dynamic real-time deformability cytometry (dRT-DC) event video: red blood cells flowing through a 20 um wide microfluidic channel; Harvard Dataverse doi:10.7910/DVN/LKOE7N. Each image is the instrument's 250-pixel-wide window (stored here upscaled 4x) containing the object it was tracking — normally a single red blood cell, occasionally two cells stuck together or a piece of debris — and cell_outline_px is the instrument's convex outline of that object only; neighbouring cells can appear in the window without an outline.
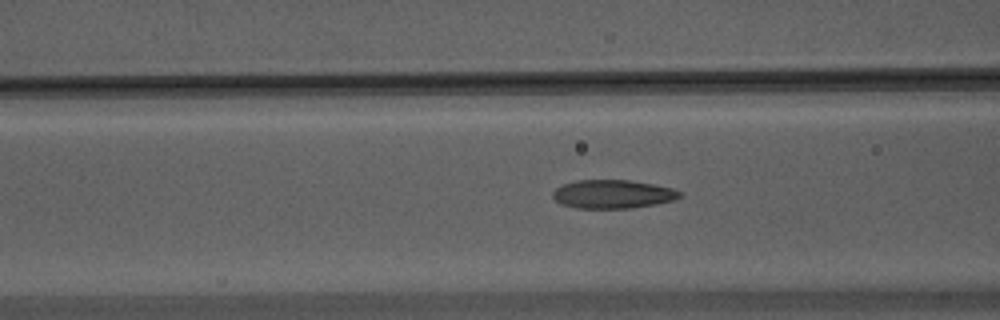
{"species": "Egyptian fruit bat (a non-hibernating species)", "species_latin": "Rousettus aegyptiacus", "temperature_condition": "warm", "stored_images_in_passage": 50, "camera_frame_rate_fps": 3000, "um_per_image_px": 0.085, "animal": {"sex": "male"}, "frame": {"image": 1, "passage_image": 21, "time_ms": 6.667, "image_size_px": [1000, 320], "cell_outline_px": [[680, 196], [676, 200], [656, 204], [632, 208], [576, 208], [560, 204], [552, 196], [552, 192], [556, 188], [564, 184], [576, 180], [628, 180], [652, 184], [672, 188], [680, 192]], "centroid_in_image_um": [52.07, 16.51], "position_along_channel_um": 114.5, "area_um2": 21.1}}
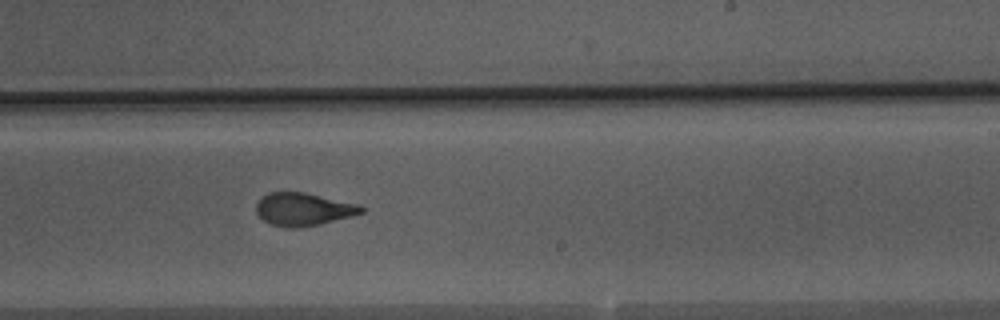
{"frame": {"image": 2, "passage_image": 33, "time_ms": 10.667, "image_size_px": [1000, 320], "cell_outline_px": [[364, 212], [352, 216], [320, 224], [300, 228], [288, 228], [272, 224], [264, 220], [256, 212], [256, 204], [268, 192], [304, 192], [356, 204], [364, 208]], "centroid_in_image_um": [25.77, 17.79], "position_along_channel_um": 263.2, "area_um2": 19.88}}
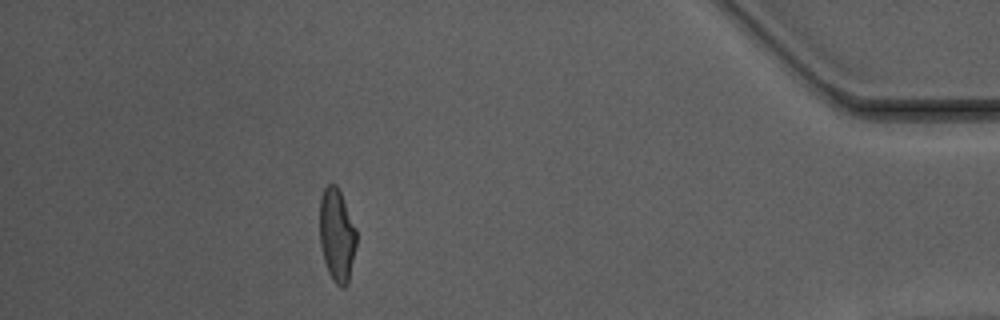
{"frame": {"image": 3, "passage_image": 49, "time_ms": 16.0, "image_size_px": [1000, 320], "cell_outline_px": [[356, 248], [348, 284], [344, 288], [340, 288], [332, 280], [328, 272], [324, 260], [320, 244], [320, 196], [324, 188], [328, 184], [336, 184], [340, 192], [356, 228]], "centroid_in_image_um": [28.63, 20.02], "position_along_channel_um": 406.6, "area_um2": 20.06}}